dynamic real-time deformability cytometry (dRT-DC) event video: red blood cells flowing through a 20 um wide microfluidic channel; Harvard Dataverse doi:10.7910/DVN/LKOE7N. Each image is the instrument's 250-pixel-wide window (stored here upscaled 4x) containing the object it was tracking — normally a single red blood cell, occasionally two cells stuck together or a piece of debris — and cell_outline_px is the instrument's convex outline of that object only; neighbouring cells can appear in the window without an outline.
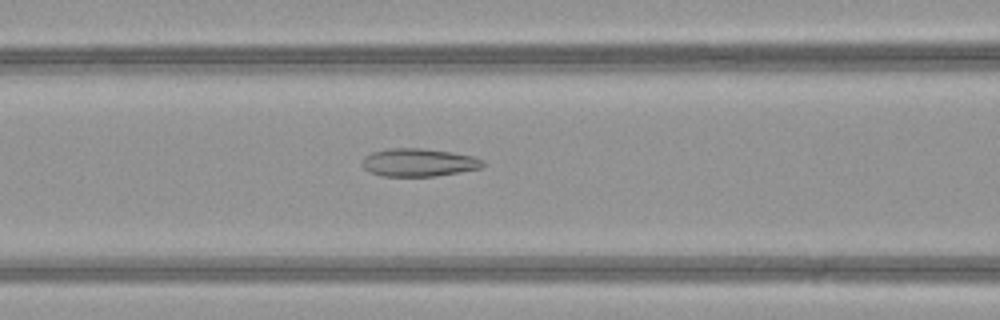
{"species": "common noctule bat (a hibernating species)", "species_latin": "Nyctalus noctula", "temperature_condition": "warm", "stored_images_in_passage": 51, "camera_frame_rate_fps": 3000, "um_per_image_px": 0.085, "animal": {"sex": "female", "body_mass_g": 21.9}, "frame": {"image": 1, "passage_image": 23, "time_ms": 7.333, "image_size_px": [1000, 320], "cell_outline_px": [[484, 164], [480, 168], [460, 172], [432, 176], [380, 176], [368, 172], [360, 164], [364, 156], [372, 152], [388, 148], [420, 148], [452, 152], [472, 156], [484, 160]], "centroid_in_image_um": [35.53, 13.81], "position_along_channel_um": 131.1, "area_um2": 19.77}}
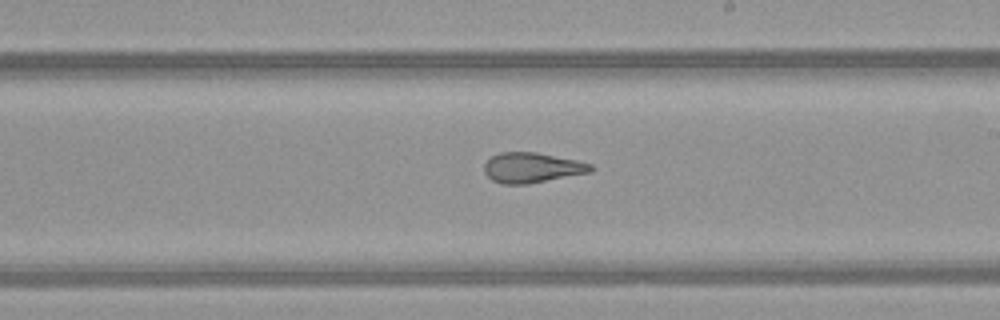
{"frame": {"image": 2, "passage_image": 31, "time_ms": 10.0, "image_size_px": [1000, 320], "cell_outline_px": [[596, 168], [592, 172], [528, 184], [504, 184], [492, 180], [484, 172], [484, 164], [492, 156], [500, 152], [536, 152], [576, 160], [592, 164]], "centroid_in_image_um": [45.24, 14.25], "position_along_channel_um": 243.8, "area_um2": 18.79}}
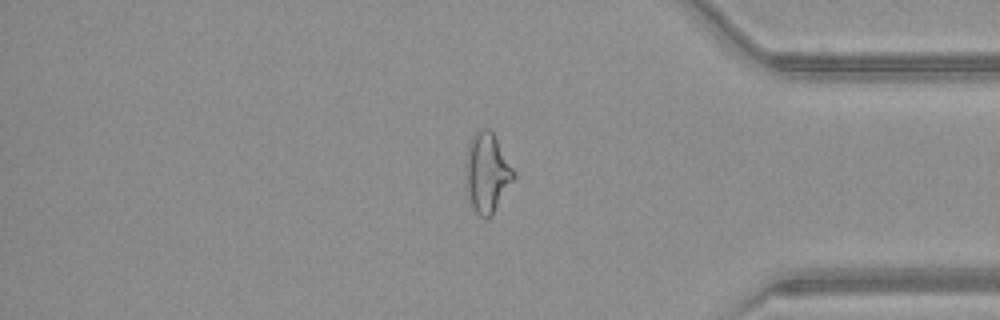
{"frame": {"image": 3, "passage_image": 43, "time_ms": 14.0, "image_size_px": [1000, 320], "cell_outline_px": [[516, 176], [492, 212], [488, 216], [480, 216], [472, 208], [464, 184], [464, 168], [468, 144], [472, 136], [480, 128], [488, 128], [492, 132], [516, 172]], "centroid_in_image_um": [41.35, 14.63], "position_along_channel_um": 393.8, "area_um2": 22.2}, "authors_computed_cell_mechanics": {"area_um2": 22.6576, "velocity_mm_per_s": 4.2205, "shape_relaxation_time_tau1_ms": null, "shape_relaxation_time_tau2_ms": 1.7289, "deformation_change_tau1": null, "deformation_change_tau2": 0.0983}}